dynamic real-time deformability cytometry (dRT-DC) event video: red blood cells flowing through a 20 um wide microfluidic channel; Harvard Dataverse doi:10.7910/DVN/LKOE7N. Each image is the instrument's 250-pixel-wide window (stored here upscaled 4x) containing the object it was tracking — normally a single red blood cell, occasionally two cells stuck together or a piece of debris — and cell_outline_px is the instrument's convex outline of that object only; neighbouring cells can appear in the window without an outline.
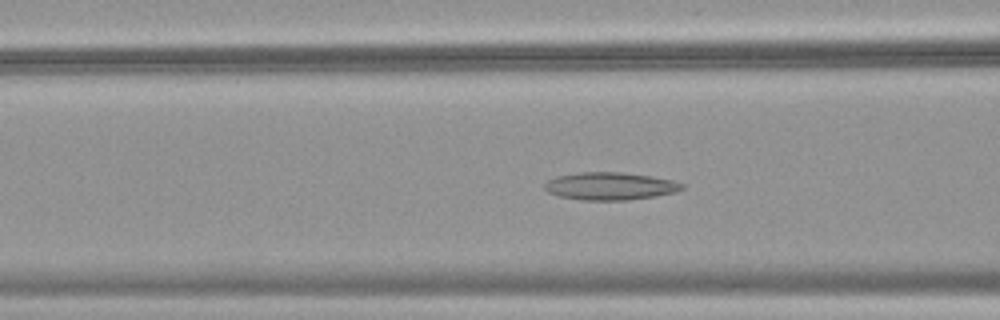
{"species": "common noctule bat (a hibernating species)", "species_latin": "Nyctalus noctula", "temperature_condition": "warm", "stored_images_in_passage": 51, "camera_frame_rate_fps": 3000, "um_per_image_px": 0.085, "animal": {"sex": "female", "body_mass_g": 18.4}, "frame": {"image": 1, "passage_image": 21, "time_ms": 6.667, "image_size_px": [1000, 320], "cell_outline_px": [[684, 188], [676, 192], [656, 196], [628, 200], [584, 200], [560, 196], [548, 192], [544, 188], [544, 184], [548, 180], [556, 176], [576, 172], [620, 172], [652, 176], [672, 180], [684, 184]], "centroid_in_image_um": [51.86, 15.81], "position_along_channel_um": 114.7, "area_um2": 22.2}}
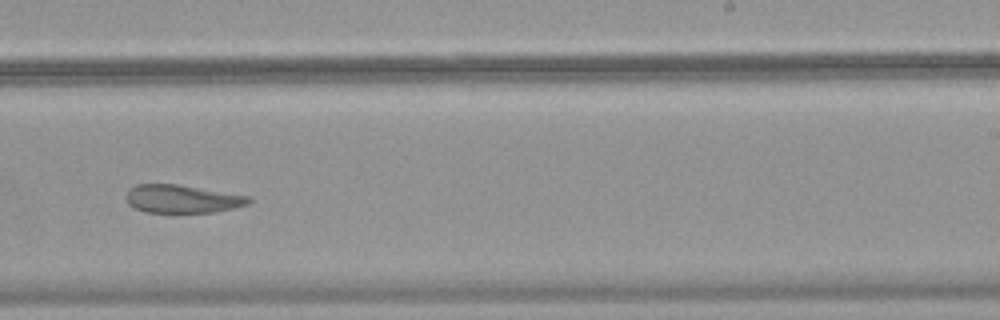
{"frame": {"image": 2, "passage_image": 33, "time_ms": 10.667, "image_size_px": [1000, 320], "cell_outline_px": [[252, 200], [248, 204], [232, 208], [212, 212], [144, 212], [128, 204], [124, 196], [128, 188], [136, 184], [176, 184], [252, 196]], "centroid_in_image_um": [15.45, 16.89], "position_along_channel_um": 273.5, "area_um2": 20.17}}
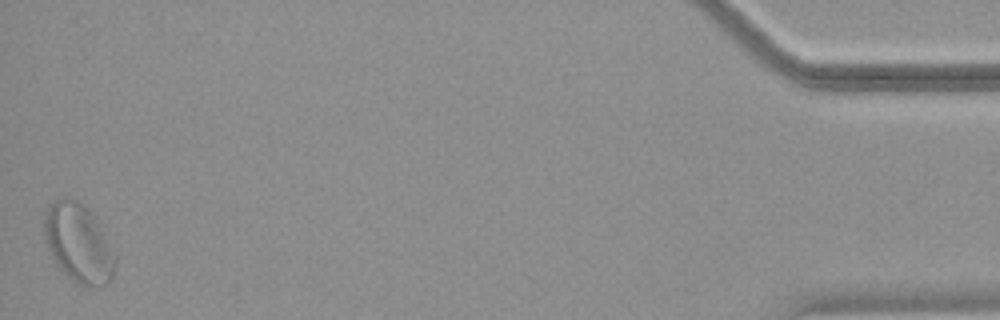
{"frame": {"image": 3, "passage_image": 51, "time_ms": 16.667, "image_size_px": [1000, 320], "cell_outline_px": [[116, 264], [112, 280], [104, 284], [80, 284], [72, 280], [52, 260], [44, 236], [44, 212], [56, 200], [76, 200], [84, 204], [100, 220], [116, 252]], "centroid_in_image_um": [6.72, 20.65], "position_along_channel_um": 428.5, "area_um2": 32.83}}